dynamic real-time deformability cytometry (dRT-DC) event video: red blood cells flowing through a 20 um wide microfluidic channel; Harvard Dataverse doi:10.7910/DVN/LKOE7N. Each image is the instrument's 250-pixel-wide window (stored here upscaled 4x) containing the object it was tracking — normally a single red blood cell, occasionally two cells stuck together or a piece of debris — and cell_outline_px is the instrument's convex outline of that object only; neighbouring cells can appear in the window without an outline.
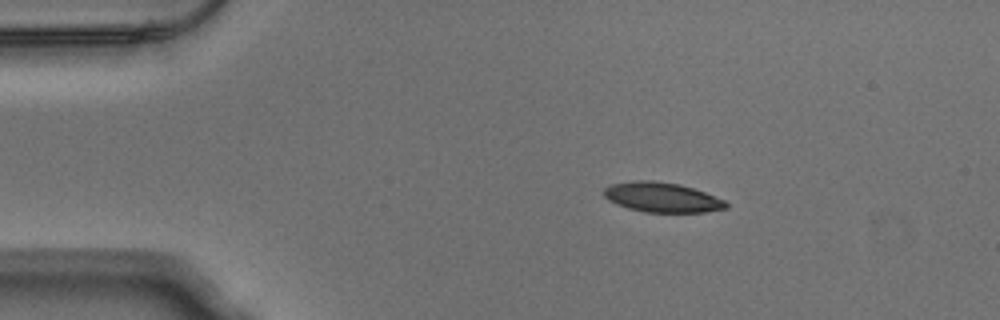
{"species": "Egyptian fruit bat (a non-hibernating species)", "species_latin": "Rousettus aegyptiacus", "temperature_condition": "warm", "stored_images_in_passage": 27, "camera_frame_rate_fps": 3000, "um_per_image_px": 0.085, "animal": {"sex": "male"}, "frame": {"image": 1, "passage_image": 1, "time_ms": 0.0, "image_size_px": [1000, 320], "cell_outline_px": [[728, 208], [704, 212], [644, 212], [628, 208], [616, 204], [608, 200], [604, 196], [604, 188], [612, 184], [632, 180], [652, 180], [680, 184], [704, 192], [724, 200], [728, 204]], "centroid_in_image_um": [56.25, 16.77], "position_along_channel_um": 28.8, "area_um2": 21.21}}
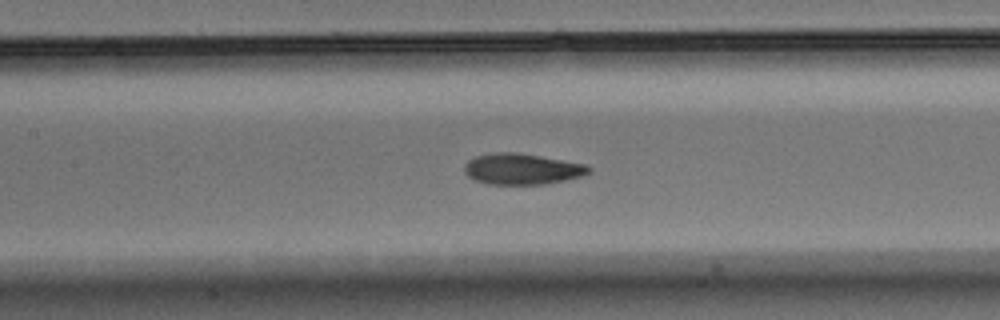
{"frame": {"image": 2, "passage_image": 16, "time_ms": 5.0, "image_size_px": [1000, 320], "cell_outline_px": [[592, 172], [580, 176], [564, 180], [544, 184], [488, 184], [472, 180], [464, 172], [464, 164], [468, 160], [476, 156], [492, 152], [516, 152], [540, 156], [584, 164], [592, 168]], "centroid_in_image_um": [44.32, 14.36], "position_along_channel_um": 163.1, "area_um2": 22.48}}
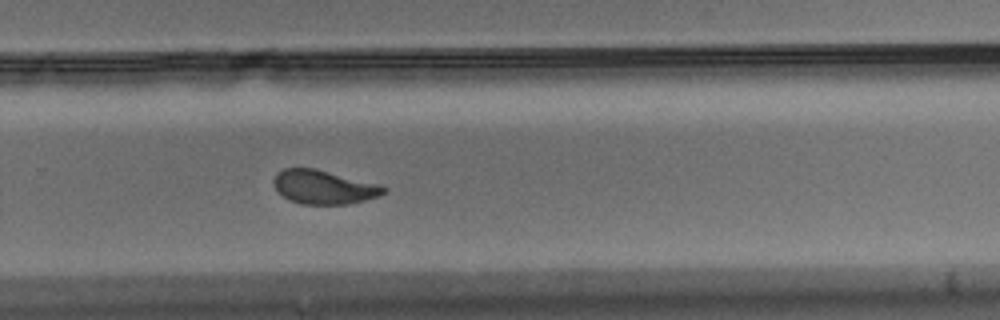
{"frame": {"image": 3, "passage_image": 27, "time_ms": 8.667, "image_size_px": [1000, 320], "cell_outline_px": [[388, 188], [380, 196], [348, 204], [300, 204], [288, 200], [272, 184], [272, 180], [276, 172], [284, 168], [316, 168], [380, 184]], "centroid_in_image_um": [27.51, 15.89], "position_along_channel_um": 302.3, "area_um2": 21.91}}